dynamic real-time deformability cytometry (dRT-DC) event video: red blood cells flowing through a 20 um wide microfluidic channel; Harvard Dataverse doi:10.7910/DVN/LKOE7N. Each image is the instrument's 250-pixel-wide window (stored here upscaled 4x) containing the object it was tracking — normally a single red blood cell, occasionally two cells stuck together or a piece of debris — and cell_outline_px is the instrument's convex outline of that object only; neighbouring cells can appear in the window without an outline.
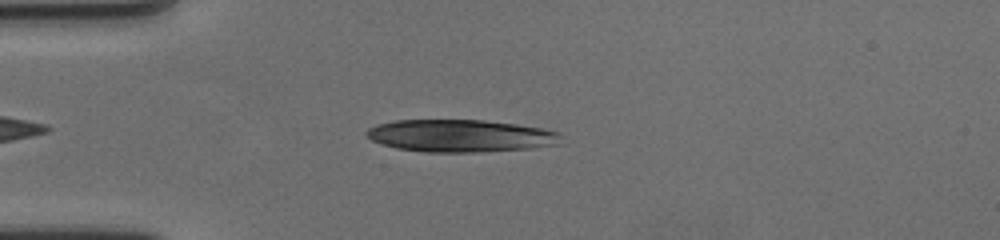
{"species": "human", "species_latin": "Homo sapiens", "temperature_condition": "cold", "stored_images_in_passage": 47, "camera_frame_rate_fps": 3000, "um_per_image_px": 0.085, "donor": {"sex": "female"}, "frame": {"image": 1, "passage_image": 5, "time_ms": 1.333, "image_size_px": [1000, 240], "cell_outline_px": [[560, 144], [528, 148], [476, 152], [428, 152], [396, 148], [380, 144], [372, 140], [364, 132], [368, 128], [376, 124], [396, 120], [484, 120], [516, 124], [544, 128], [560, 132]], "centroid_in_image_um": [39.12, 11.53], "position_along_channel_um": 45.9, "area_um2": 36.76}}
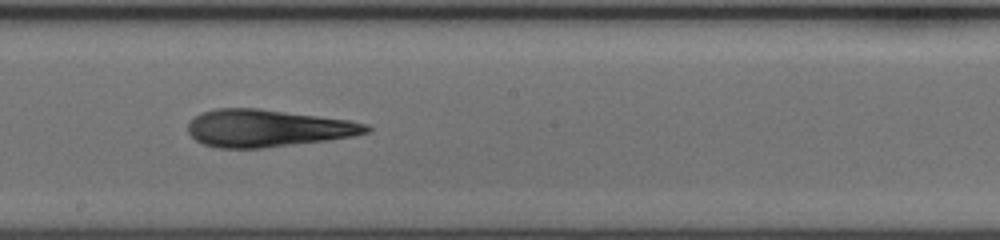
{"frame": {"image": 2, "passage_image": 22, "time_ms": 7.0, "image_size_px": [1000, 240], "cell_outline_px": [[372, 128], [368, 132], [352, 136], [324, 140], [260, 148], [220, 148], [204, 144], [196, 140], [188, 132], [188, 120], [200, 112], [216, 108], [260, 108], [348, 120], [368, 124]], "centroid_in_image_um": [22.68, 10.88], "position_along_channel_um": 225.5, "area_um2": 38.61}}
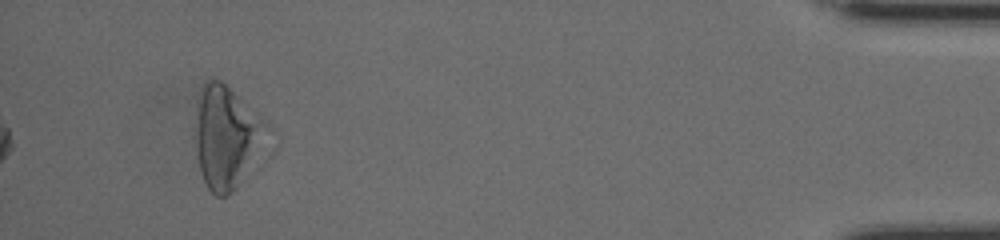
{"frame": {"image": 3, "passage_image": 44, "time_ms": 14.333, "image_size_px": [1000, 240], "cell_outline_px": [[272, 128], [228, 196], [216, 196], [208, 188], [200, 172], [196, 144], [196, 132], [200, 88], [204, 80], [220, 80], [260, 116]], "centroid_in_image_um": [19.21, 11.59], "position_along_channel_um": 416.0, "area_um2": 40.81}, "authors_computed_cell_mechanics": {"area_um2": 38.2636, "velocity_mm_per_s": 3.5327, "shape_relaxation_time_tau1_ms": 6.0472, "shape_relaxation_time_tau2_ms": 5.2566, "deformation_change_tau1": 0.1764, "deformation_change_tau2": 0.1856}}